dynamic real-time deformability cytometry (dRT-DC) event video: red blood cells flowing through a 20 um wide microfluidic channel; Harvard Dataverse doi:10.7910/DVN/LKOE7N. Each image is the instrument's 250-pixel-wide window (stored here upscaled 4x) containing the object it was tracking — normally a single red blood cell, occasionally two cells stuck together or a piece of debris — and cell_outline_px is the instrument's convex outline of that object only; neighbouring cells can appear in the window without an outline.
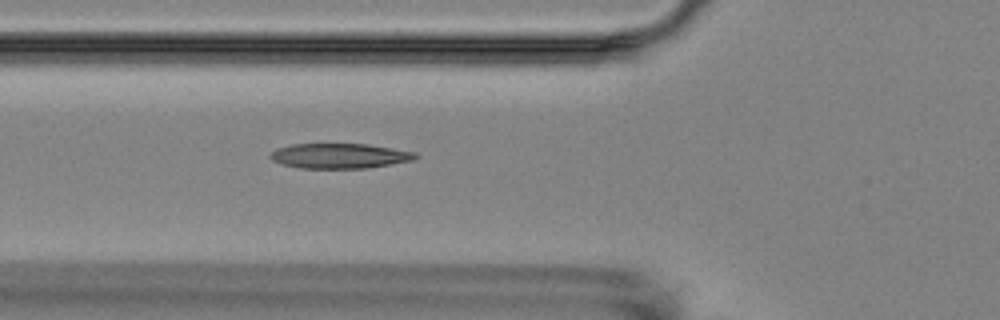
{"species": "Egyptian fruit bat (a non-hibernating species)", "species_latin": "Rousettus aegyptiacus", "temperature_condition": "room temperature", "stored_images_in_passage": 5, "camera_frame_rate_fps": 3000, "um_per_image_px": 0.085, "animal": {"sex": "female"}, "frame": {"image": 1, "passage_image": 5, "time_ms": 5.333, "image_size_px": [1000, 320], "cell_outline_px": [[420, 156], [412, 160], [392, 164], [368, 168], [300, 168], [284, 164], [272, 160], [268, 156], [276, 148], [292, 144], [368, 144], [416, 152]], "centroid_in_image_um": [28.88, 13.25], "position_along_channel_um": 96.9, "area_um2": 21.15}}